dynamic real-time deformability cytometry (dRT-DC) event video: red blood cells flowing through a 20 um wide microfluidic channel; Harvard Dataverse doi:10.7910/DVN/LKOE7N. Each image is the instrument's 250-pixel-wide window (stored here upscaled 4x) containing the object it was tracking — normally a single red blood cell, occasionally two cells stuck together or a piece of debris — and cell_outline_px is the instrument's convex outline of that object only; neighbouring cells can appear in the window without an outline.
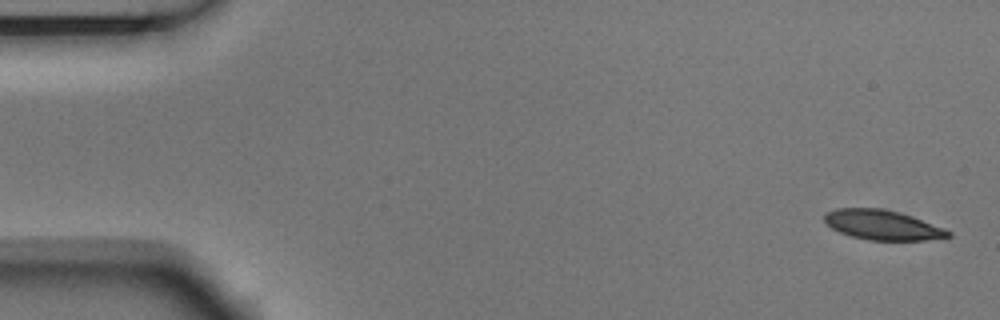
{"species": "Egyptian fruit bat (a non-hibernating species)", "species_latin": "Rousettus aegyptiacus", "temperature_condition": "room temperature", "stored_images_in_passage": 2, "segment_of_instrument_passage": [2, 2], "camera_frame_rate_fps": 3000, "um_per_image_px": 0.085, "animal": {"sex": "male"}, "frame": {"image": 1, "passage_image": 2, "time_ms": 0.333, "image_size_px": [1000, 320], "cell_outline_px": [[952, 236], [924, 240], [868, 240], [852, 236], [840, 232], [832, 228], [824, 220], [824, 212], [836, 208], [880, 208], [900, 212], [912, 216], [944, 228], [952, 232]], "centroid_in_image_um": [75.0, 19.11], "position_along_channel_um": 10.0, "area_um2": 21.44}}